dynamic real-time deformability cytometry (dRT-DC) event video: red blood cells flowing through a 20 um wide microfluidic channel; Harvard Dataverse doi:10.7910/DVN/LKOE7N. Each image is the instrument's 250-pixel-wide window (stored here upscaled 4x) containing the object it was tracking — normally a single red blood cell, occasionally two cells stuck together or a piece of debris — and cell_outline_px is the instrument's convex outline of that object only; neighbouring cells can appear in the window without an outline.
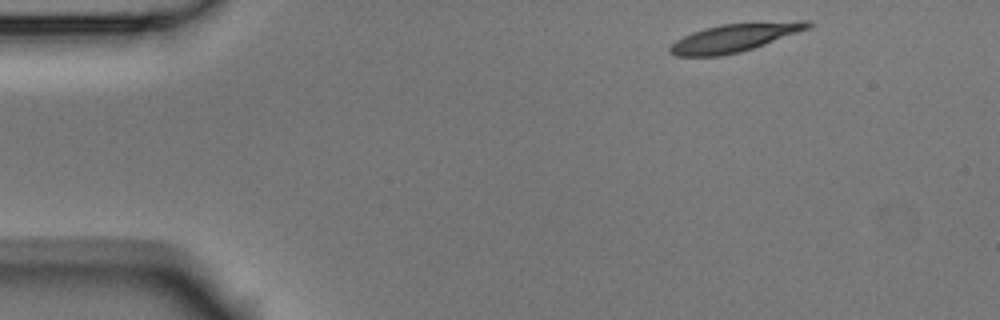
{"species": "Egyptian fruit bat (a non-hibernating species)", "species_latin": "Rousettus aegyptiacus", "temperature_condition": "room temperature", "stored_images_in_passage": 6, "segment_of_instrument_passage": [2, 2], "camera_frame_rate_fps": 3000, "um_per_image_px": 0.085, "animal": {"sex": "male"}, "frame": {"image": 1, "passage_image": 6, "time_ms": 1.667, "image_size_px": [1000, 320], "cell_outline_px": [[812, 24], [808, 28], [764, 44], [740, 52], [720, 56], [676, 56], [668, 52], [668, 48], [676, 40], [692, 32], [704, 28], [720, 24], [800, 20], [812, 20]], "centroid_in_image_um": [62.4, 3.2], "position_along_channel_um": 22.6, "area_um2": 22.48}}